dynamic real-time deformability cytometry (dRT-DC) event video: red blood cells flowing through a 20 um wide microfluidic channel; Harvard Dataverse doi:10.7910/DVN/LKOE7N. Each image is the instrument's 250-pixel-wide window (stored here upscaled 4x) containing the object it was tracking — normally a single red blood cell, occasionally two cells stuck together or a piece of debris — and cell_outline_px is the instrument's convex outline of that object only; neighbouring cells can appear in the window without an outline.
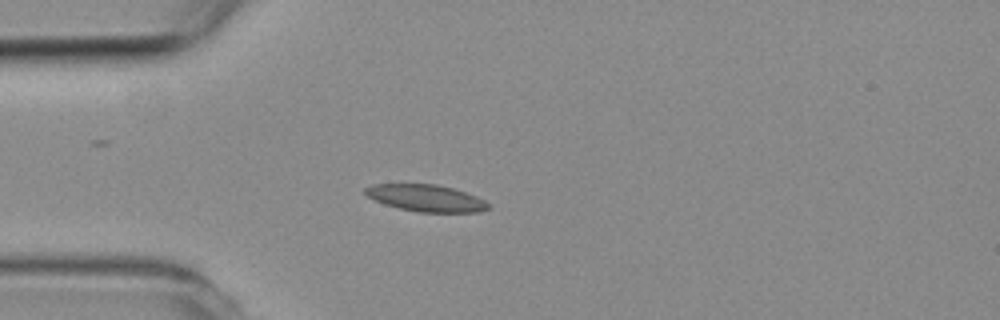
{"species": "common noctule bat (a hibernating species)", "species_latin": "Nyctalus noctula", "temperature_condition": "room temperature", "stored_images_in_passage": 3, "camera_frame_rate_fps": 3000, "um_per_image_px": 0.085, "animal": {"sex": "female", "body_mass_g": 19.3, "forearm_length_mm": 54.1}, "frame": {"image": 1, "passage_image": 2, "time_ms": 1.333, "image_size_px": [1000, 320], "cell_outline_px": [[492, 208], [476, 212], [420, 212], [400, 208], [384, 204], [368, 196], [364, 192], [364, 188], [372, 184], [436, 184], [452, 188], [476, 196], [484, 200]], "centroid_in_image_um": [36.21, 16.83], "position_along_channel_um": 48.8, "area_um2": 19.07}}